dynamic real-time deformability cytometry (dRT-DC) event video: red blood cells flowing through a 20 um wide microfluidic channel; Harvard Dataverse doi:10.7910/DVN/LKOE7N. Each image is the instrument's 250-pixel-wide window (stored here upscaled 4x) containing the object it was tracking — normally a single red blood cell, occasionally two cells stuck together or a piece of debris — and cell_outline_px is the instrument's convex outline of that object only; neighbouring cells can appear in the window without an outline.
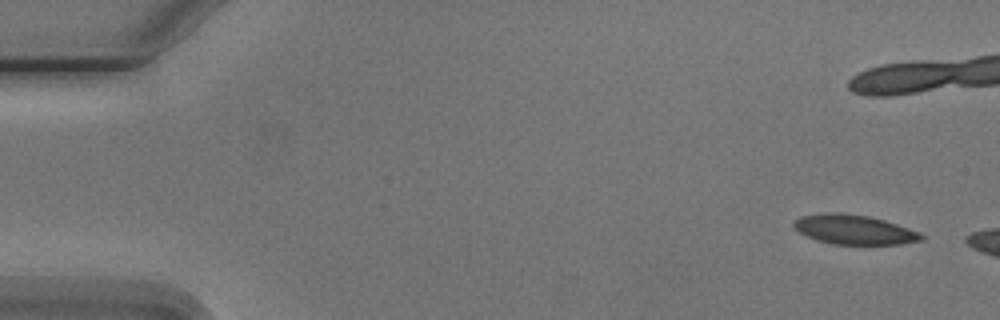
{"species": "Egyptian fruit bat (a non-hibernating species)", "species_latin": "Rousettus aegyptiacus", "temperature_condition": "cold", "stored_images_in_passage": 3, "camera_frame_rate_fps": 3000, "um_per_image_px": 0.085, "animal": {"sex": "male"}, "frame": {"image": 1, "passage_image": 1, "time_ms": 0.0, "image_size_px": [1000, 320], "cell_outline_px": [[924, 240], [900, 244], [832, 244], [816, 240], [800, 232], [792, 224], [792, 220], [800, 216], [824, 212], [840, 212], [868, 216], [884, 220], [920, 232], [924, 236]], "centroid_in_image_um": [72.58, 19.5], "position_along_channel_um": 12.4, "area_um2": 22.02}}